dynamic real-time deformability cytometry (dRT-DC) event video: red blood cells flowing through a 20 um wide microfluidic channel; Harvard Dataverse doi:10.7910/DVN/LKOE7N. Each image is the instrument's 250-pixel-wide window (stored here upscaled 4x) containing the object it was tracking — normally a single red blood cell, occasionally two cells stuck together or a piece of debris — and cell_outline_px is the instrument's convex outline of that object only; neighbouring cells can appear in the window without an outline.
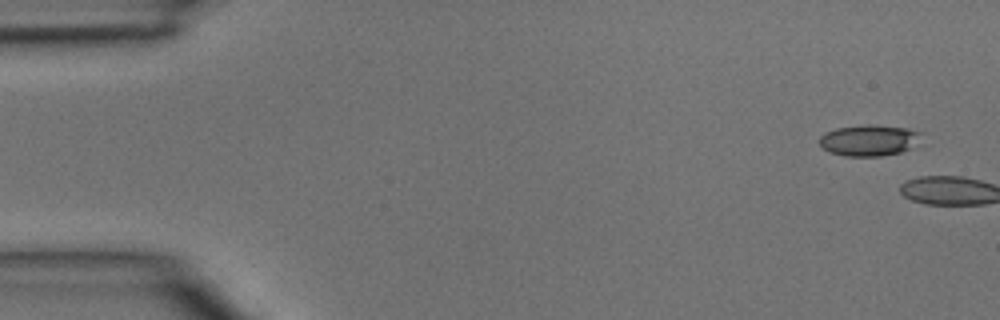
{"species": "common noctule bat (a hibernating species)", "species_latin": "Nyctalus noctula", "temperature_condition": "room temperature", "stored_images_in_passage": 5, "camera_frame_rate_fps": 3000, "um_per_image_px": 0.085, "animal": {"sex": "male", "body_mass_g": 15.6}, "frame": {"image": 1, "passage_image": 1, "time_ms": 0.0, "image_size_px": [1000, 320], "cell_outline_px": [[924, 132], [908, 148], [900, 152], [880, 156], [844, 156], [828, 152], [820, 144], [820, 136], [824, 132], [836, 128], [864, 124], [872, 124], [908, 128]], "centroid_in_image_um": [73.82, 11.91], "position_along_channel_um": 11.2, "area_um2": 18.44}}